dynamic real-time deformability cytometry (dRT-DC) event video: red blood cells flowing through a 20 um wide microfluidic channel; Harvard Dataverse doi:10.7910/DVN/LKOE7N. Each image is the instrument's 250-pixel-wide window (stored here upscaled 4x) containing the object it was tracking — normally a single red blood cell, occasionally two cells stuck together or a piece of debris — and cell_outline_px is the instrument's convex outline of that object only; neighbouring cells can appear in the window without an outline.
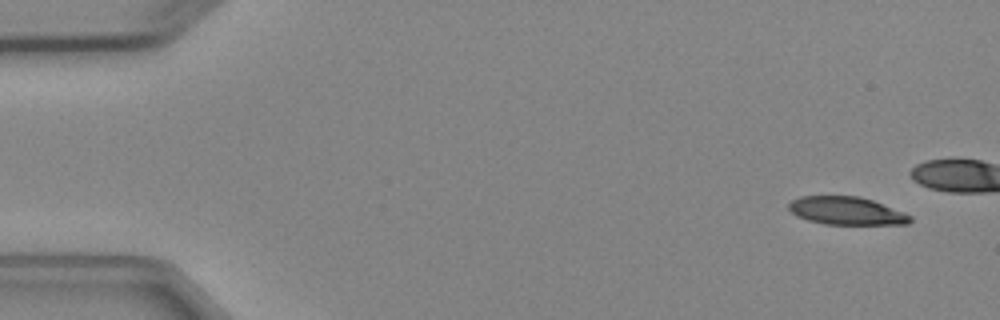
{"species": "Egyptian fruit bat (a non-hibernating species)", "species_latin": "Rousettus aegyptiacus", "temperature_condition": "cold", "stored_images_in_passage": 5, "camera_frame_rate_fps": 3000, "um_per_image_px": 0.085, "animal": {"sex": "female"}, "frame": {"image": 1, "passage_image": 1, "time_ms": 0.0, "image_size_px": [1000, 320], "cell_outline_px": [[912, 220], [908, 224], [824, 224], [808, 220], [796, 216], [788, 208], [788, 204], [792, 200], [800, 196], [860, 196], [872, 200], [904, 212], [912, 216]], "centroid_in_image_um": [71.94, 17.92], "position_along_channel_um": 13.1, "area_um2": 19.77}}